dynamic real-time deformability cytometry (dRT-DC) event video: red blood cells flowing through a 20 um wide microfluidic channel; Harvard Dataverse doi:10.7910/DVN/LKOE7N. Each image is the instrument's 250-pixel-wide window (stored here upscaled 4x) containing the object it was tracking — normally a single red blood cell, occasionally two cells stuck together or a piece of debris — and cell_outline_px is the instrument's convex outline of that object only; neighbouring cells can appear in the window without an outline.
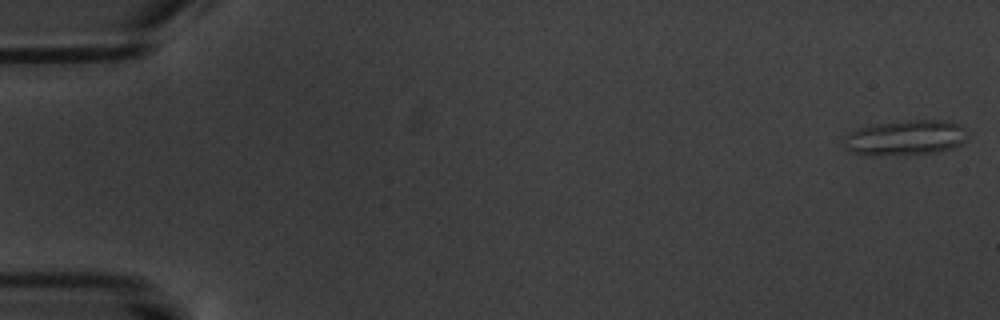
{"species": "common noctule bat (a hibernating species)", "species_latin": "Nyctalus noctula", "temperature_condition": "warm", "stored_images_in_passage": 6, "segment_of_instrument_passage": [2, 2], "camera_frame_rate_fps": 3000, "um_per_image_px": 0.085, "animal": {"sex": "male", "body_mass_g": 20.1, "forearm_length_mm": 53.5}, "frame": {"image": 1, "passage_image": 6, "time_ms": 7.667, "image_size_px": [1000, 320], "cell_outline_px": [[968, 136], [960, 144], [952, 148], [936, 152], [904, 156], [864, 156], [848, 152], [844, 148], [840, 140], [848, 132], [860, 128], [876, 124], [908, 120], [944, 120], [960, 124], [964, 128]], "centroid_in_image_um": [76.87, 11.74], "position_along_channel_um": 8.1, "area_um2": 26.18}}